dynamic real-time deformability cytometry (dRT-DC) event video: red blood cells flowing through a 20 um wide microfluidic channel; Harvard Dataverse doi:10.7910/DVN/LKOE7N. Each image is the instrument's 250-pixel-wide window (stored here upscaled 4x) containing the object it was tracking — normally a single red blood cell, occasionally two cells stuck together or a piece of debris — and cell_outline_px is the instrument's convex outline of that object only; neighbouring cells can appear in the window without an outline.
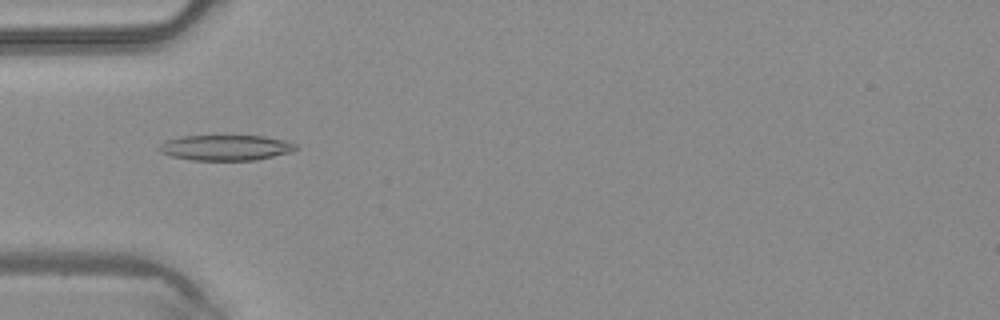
{"species": "common noctule bat (a hibernating species)", "species_latin": "Nyctalus noctula", "temperature_condition": "warm", "stored_images_in_passage": 22, "camera_frame_rate_fps": 3000, "um_per_image_px": 0.085, "animal": {"sex": "male", "body_mass_g": 20.4}, "frame": {"image": 1, "passage_image": 3, "time_ms": 0.667, "image_size_px": [1000, 320], "cell_outline_px": [[296, 148], [292, 152], [256, 160], [192, 160], [172, 156], [160, 152], [156, 148], [164, 140], [184, 136], [264, 136], [284, 140], [296, 144]], "centroid_in_image_um": [19.16, 12.55], "position_along_channel_um": 65.8, "area_um2": 20.29}}
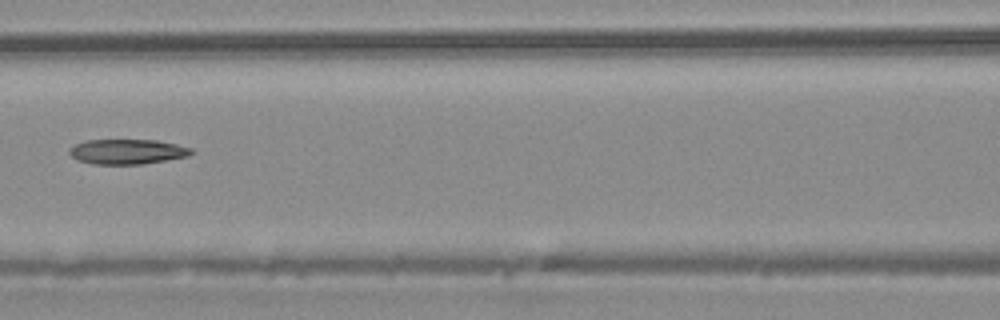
{"frame": {"image": 2, "passage_image": 9, "time_ms": 2.667, "image_size_px": [1000, 320], "cell_outline_px": [[192, 152], [188, 156], [144, 164], [92, 164], [76, 160], [68, 152], [68, 148], [72, 144], [84, 140], [156, 140], [176, 144], [192, 148]], "centroid_in_image_um": [10.75, 12.89], "position_along_channel_um": 155.9, "area_um2": 17.92}}
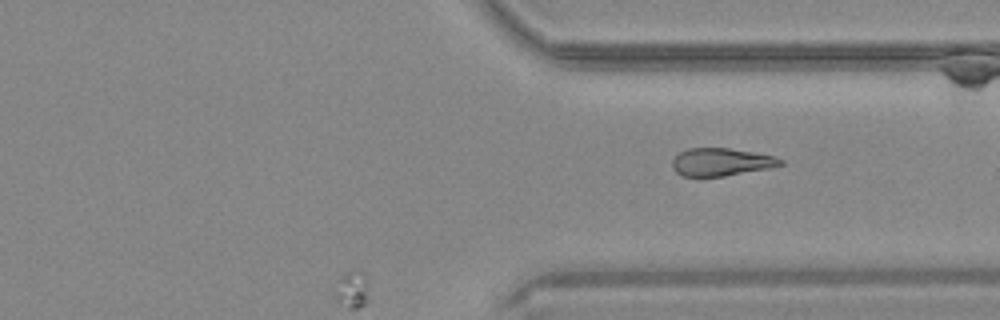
{"frame": {"image": 3, "passage_image": 22, "time_ms": 7.0, "image_size_px": [1000, 320], "cell_outline_px": [[784, 164], [768, 168], [724, 176], [680, 176], [672, 168], [672, 160], [680, 152], [688, 148], [728, 148], [776, 156], [784, 160]], "centroid_in_image_um": [61.29, 13.77], "position_along_channel_um": 350.1, "area_um2": 17.46}}